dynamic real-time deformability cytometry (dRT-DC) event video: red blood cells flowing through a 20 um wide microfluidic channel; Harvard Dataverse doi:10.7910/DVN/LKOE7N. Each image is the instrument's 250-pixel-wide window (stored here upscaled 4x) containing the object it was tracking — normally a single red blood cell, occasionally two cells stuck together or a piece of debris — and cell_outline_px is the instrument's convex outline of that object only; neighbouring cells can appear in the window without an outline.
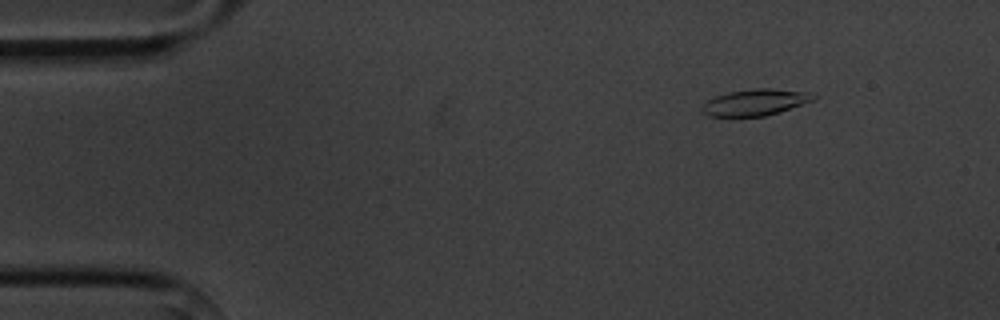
{"species": "common noctule bat (a hibernating species)", "species_latin": "Nyctalus noctula", "temperature_condition": "cold", "stored_images_in_passage": 5, "camera_frame_rate_fps": 3000, "um_per_image_px": 0.085, "animal": {"sex": "male", "body_mass_g": 20.1, "forearm_length_mm": 53.5}, "frame": {"image": 1, "passage_image": 2, "time_ms": 1.0, "image_size_px": [1000, 320], "cell_outline_px": [[816, 100], [780, 112], [764, 116], [708, 116], [700, 112], [700, 108], [708, 100], [716, 96], [728, 92], [752, 88], [772, 88], [812, 92], [816, 96]], "centroid_in_image_um": [64.23, 8.69], "position_along_channel_um": 20.8, "area_um2": 17.4}}
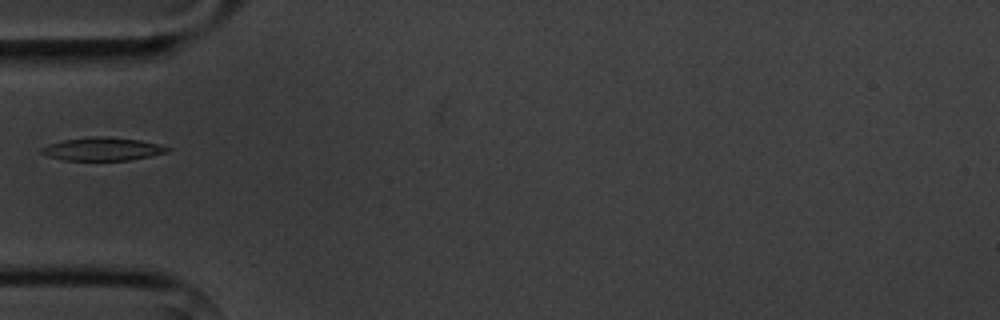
{"frame": {"image": 2, "passage_image": 5, "time_ms": 4.667, "image_size_px": [1000, 320], "cell_outline_px": [[172, 148], [168, 152], [132, 160], [64, 160], [48, 156], [40, 152], [40, 148], [48, 144], [64, 140], [88, 136], [108, 136], [140, 140], [160, 144]], "centroid_in_image_um": [8.73, 12.66], "position_along_channel_um": 76.3, "area_um2": 17.17}}